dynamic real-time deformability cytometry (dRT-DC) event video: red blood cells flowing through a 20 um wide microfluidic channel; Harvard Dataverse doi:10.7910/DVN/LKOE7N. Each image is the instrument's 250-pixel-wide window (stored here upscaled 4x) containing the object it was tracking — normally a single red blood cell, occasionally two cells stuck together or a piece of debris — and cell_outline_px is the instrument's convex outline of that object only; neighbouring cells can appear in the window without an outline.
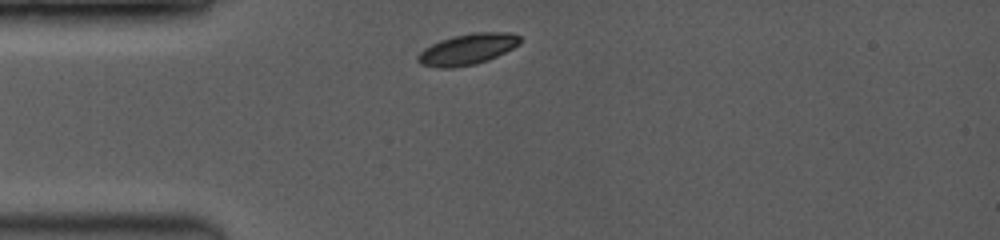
{"species": "common noctule bat (a hibernating species)", "species_latin": "Nyctalus noctula", "temperature_condition": "room temperature", "stored_images_in_passage": 8, "camera_frame_rate_fps": 3500, "um_per_image_px": 0.085, "animal": {"sex": "female", "body_mass_g": 19.0, "forearm_length_mm": 53.3}, "frame": {"image": 1, "passage_image": 1, "time_ms": 0.0, "image_size_px": [1000, 240], "cell_outline_px": [[520, 44], [488, 60], [476, 64], [452, 68], [440, 68], [420, 64], [416, 60], [416, 56], [424, 48], [440, 40], [452, 36], [472, 32], [512, 32], [520, 36]], "centroid_in_image_um": [39.71, 4.18], "position_along_channel_um": 45.3, "area_um2": 18.55}}
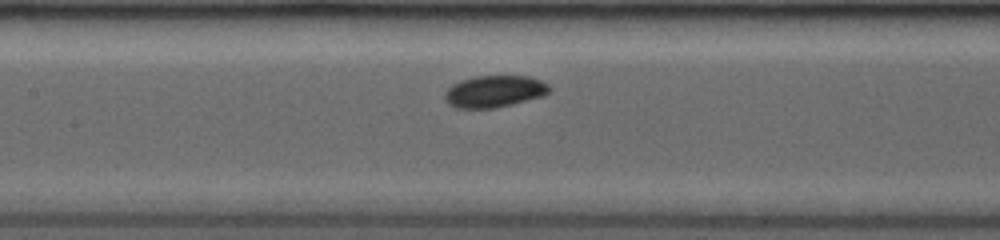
{"frame": {"image": 2, "passage_image": 5, "time_ms": 3.429, "image_size_px": [1000, 240], "cell_outline_px": [[552, 88], [544, 96], [496, 108], [456, 108], [448, 104], [444, 100], [444, 92], [452, 84], [460, 80], [472, 76], [528, 76], [540, 80], [548, 84]], "centroid_in_image_um": [42.0, 7.77], "position_along_channel_um": 165.4, "area_um2": 19.65}}
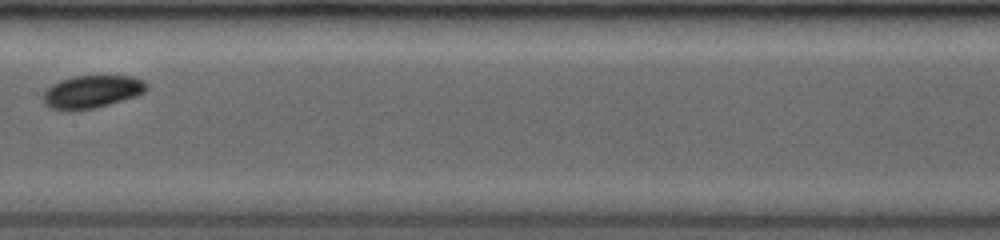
{"frame": {"image": 3, "passage_image": 7, "time_ms": 4.286, "image_size_px": [1000, 240], "cell_outline_px": [[148, 88], [144, 92], [136, 96], [108, 104], [92, 108], [72, 112], [68, 112], [52, 108], [44, 104], [44, 92], [52, 84], [60, 80], [72, 76], [132, 76], [144, 80], [148, 84]], "centroid_in_image_um": [7.81, 7.8], "position_along_channel_um": 199.6, "area_um2": 19.83}}